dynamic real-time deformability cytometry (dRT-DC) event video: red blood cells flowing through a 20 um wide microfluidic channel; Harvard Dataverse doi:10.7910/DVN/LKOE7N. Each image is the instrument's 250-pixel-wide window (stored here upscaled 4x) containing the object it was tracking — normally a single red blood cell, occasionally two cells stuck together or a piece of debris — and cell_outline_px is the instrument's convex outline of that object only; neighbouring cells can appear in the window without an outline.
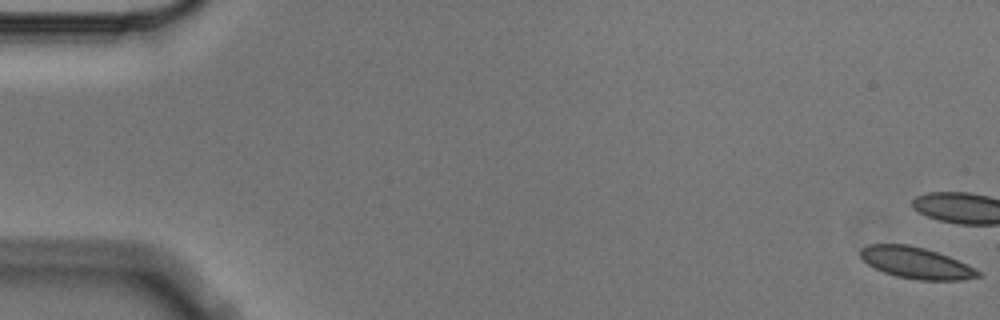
{"species": "Egyptian fruit bat (a non-hibernating species)", "species_latin": "Rousettus aegyptiacus", "temperature_condition": "cold", "stored_images_in_passage": 5, "camera_frame_rate_fps": 3000, "um_per_image_px": 0.085, "animal": {"sex": "male"}, "frame": {"image": 1, "passage_image": 1, "time_ms": 0.0, "image_size_px": [1000, 320], "cell_outline_px": [[984, 276], [964, 280], [920, 280], [896, 276], [884, 272], [868, 264], [860, 256], [860, 248], [868, 244], [908, 244], [924, 248], [948, 256], [976, 268]], "centroid_in_image_um": [77.9, 22.34], "position_along_channel_um": 7.1, "area_um2": 21.56}}